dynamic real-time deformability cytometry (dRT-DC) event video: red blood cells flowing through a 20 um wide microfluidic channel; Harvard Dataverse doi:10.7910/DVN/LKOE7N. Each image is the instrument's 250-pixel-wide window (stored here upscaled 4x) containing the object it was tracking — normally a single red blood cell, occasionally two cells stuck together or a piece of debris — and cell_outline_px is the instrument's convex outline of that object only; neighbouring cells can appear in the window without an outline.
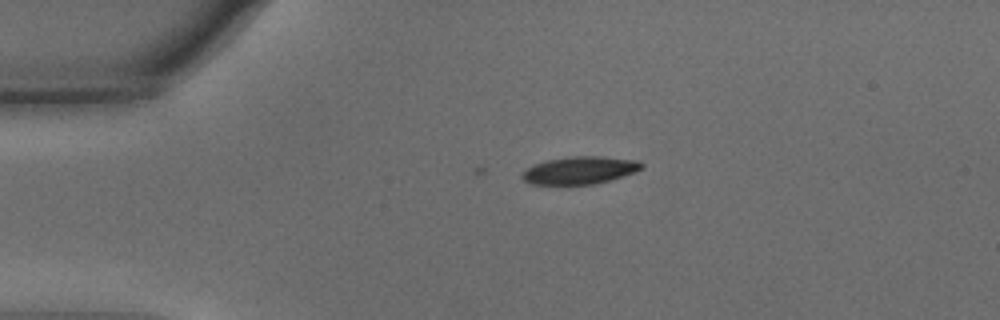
{"species": "common noctule bat (a hibernating species)", "species_latin": "Nyctalus noctula", "temperature_condition": "warm", "stored_images_in_passage": 3, "camera_frame_rate_fps": 3000, "um_per_image_px": 0.085, "animal": {"sex": "male", "body_mass_g": 15.6}, "frame": {"image": 1, "passage_image": 3, "time_ms": 0.667, "image_size_px": [1000, 320], "cell_outline_px": [[644, 168], [608, 180], [592, 184], [568, 188], [528, 184], [520, 176], [528, 168], [536, 164], [548, 160], [572, 156], [604, 156], [640, 160], [644, 164]], "centroid_in_image_um": [49.24, 14.52], "position_along_channel_um": 35.8, "area_um2": 19.88}}